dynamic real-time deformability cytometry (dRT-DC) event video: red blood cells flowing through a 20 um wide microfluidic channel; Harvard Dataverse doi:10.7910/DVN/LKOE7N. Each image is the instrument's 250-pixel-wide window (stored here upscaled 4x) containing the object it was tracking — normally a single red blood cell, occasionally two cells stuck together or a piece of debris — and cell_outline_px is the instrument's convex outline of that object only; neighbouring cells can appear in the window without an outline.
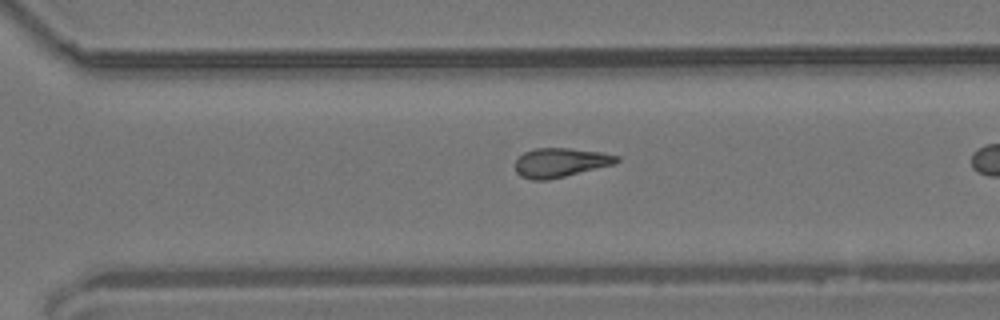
{"species": "common noctule bat (a hibernating species)", "species_latin": "Nyctalus noctula", "temperature_condition": "room temperature", "stored_images_in_passage": 32, "camera_frame_rate_fps": 3000, "um_per_image_px": 0.085, "animal": {"sex": "male", "body_mass_g": 19.2, "forearm_length_mm": 51.8}, "frame": {"image": 1, "passage_image": 28, "time_ms": 9.0, "image_size_px": [1000, 320], "cell_outline_px": [[620, 160], [616, 164], [548, 180], [532, 180], [520, 176], [516, 172], [516, 160], [524, 152], [532, 148], [568, 148], [604, 152], [620, 156]], "centroid_in_image_um": [47.67, 13.81], "position_along_channel_um": 322.9, "area_um2": 17.46}}